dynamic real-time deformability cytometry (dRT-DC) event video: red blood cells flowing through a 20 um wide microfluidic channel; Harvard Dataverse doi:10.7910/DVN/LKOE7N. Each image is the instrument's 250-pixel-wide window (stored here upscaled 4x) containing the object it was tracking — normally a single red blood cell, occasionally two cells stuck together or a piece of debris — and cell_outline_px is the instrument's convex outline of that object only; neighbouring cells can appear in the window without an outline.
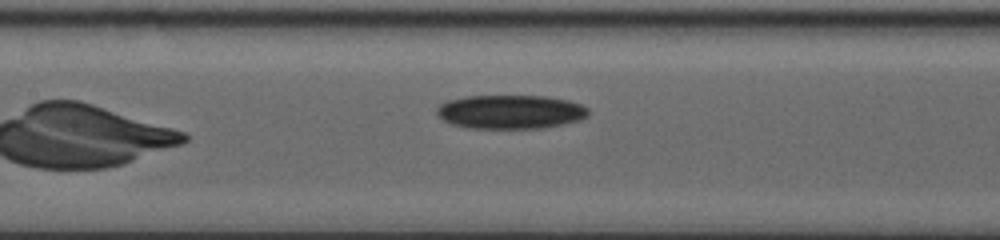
{"species": "human", "species_latin": "Homo sapiens", "temperature_condition": "warm", "stored_images_in_passage": 19, "camera_frame_rate_fps": 3000, "um_per_image_px": 0.085, "donor": {"sex": "female"}, "frame": {"image": 1, "passage_image": 19, "time_ms": 7.333, "image_size_px": [1000, 240], "cell_outline_px": [[588, 116], [580, 120], [540, 128], [468, 128], [452, 124], [444, 120], [436, 112], [436, 108], [440, 104], [448, 100], [464, 96], [544, 96], [568, 100], [580, 104], [588, 108]], "centroid_in_image_um": [43.37, 9.5], "position_along_channel_um": 164.0, "area_um2": 29.82}}